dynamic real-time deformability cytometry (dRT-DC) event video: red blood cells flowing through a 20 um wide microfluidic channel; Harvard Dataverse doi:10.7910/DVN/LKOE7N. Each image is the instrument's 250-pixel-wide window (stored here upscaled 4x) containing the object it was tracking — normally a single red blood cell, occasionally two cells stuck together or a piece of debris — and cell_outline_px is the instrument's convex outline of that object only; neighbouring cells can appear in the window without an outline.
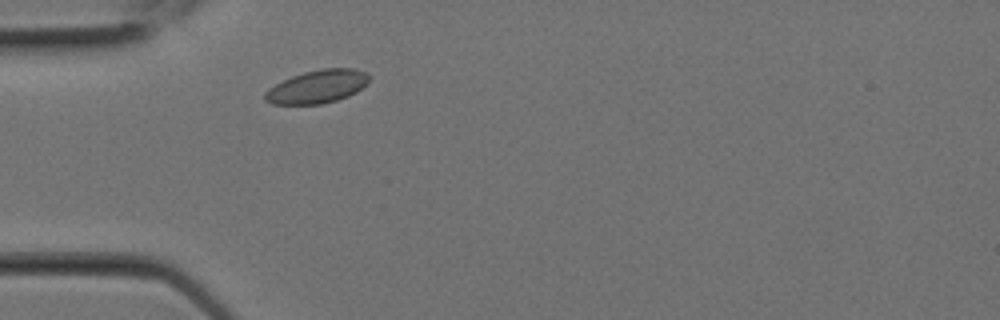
{"species": "Egyptian fruit bat (a non-hibernating species)", "species_latin": "Rousettus aegyptiacus", "temperature_condition": "room temperature", "stored_images_in_passage": 1, "camera_frame_rate_fps": 3000, "um_per_image_px": 0.085, "animal": {"sex": "female"}, "frame": {"image": 1, "passage_image": 1, "time_ms": 0.0, "image_size_px": [1000, 320], "cell_outline_px": [[372, 76], [356, 92], [348, 96], [336, 100], [320, 104], [272, 104], [264, 100], [264, 92], [268, 88], [292, 76], [304, 72], [324, 68], [352, 68], [368, 72]], "centroid_in_image_um": [26.96, 7.36], "position_along_channel_um": 58.0, "area_um2": 20.06}}